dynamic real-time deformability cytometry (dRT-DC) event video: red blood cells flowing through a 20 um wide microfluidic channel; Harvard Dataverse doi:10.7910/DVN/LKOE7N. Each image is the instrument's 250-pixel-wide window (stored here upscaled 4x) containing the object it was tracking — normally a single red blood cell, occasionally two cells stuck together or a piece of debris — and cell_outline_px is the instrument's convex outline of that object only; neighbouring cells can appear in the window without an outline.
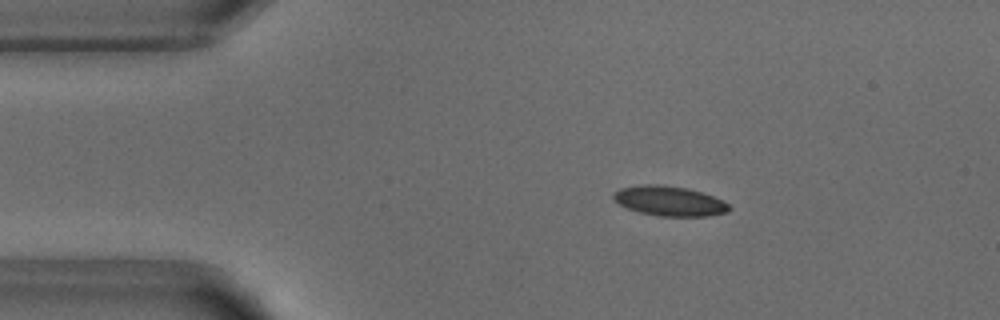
{"species": "common noctule bat (a hibernating species)", "species_latin": "Nyctalus noctula", "temperature_condition": "warm", "stored_images_in_passage": 51, "camera_frame_rate_fps": 3000, "um_per_image_px": 0.085, "animal": {"sex": "male", "body_mass_g": 18.8}, "frame": {"image": 1, "passage_image": 8, "time_ms": 2.333, "image_size_px": [1000, 320], "cell_outline_px": [[732, 208], [728, 212], [708, 216], [660, 216], [640, 212], [628, 208], [620, 204], [612, 196], [620, 188], [644, 184], [656, 184], [684, 188], [700, 192], [724, 200]], "centroid_in_image_um": [56.94, 17.09], "position_along_channel_um": 28.1, "area_um2": 19.83}}
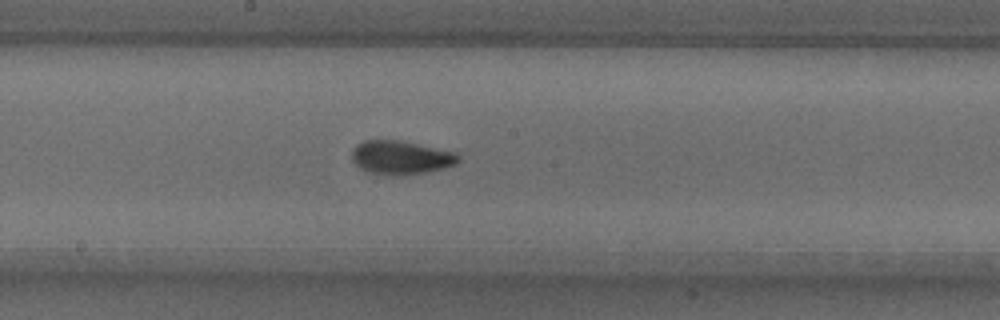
{"frame": {"image": 2, "passage_image": 26, "time_ms": 8.333, "image_size_px": [1000, 320], "cell_outline_px": [[460, 160], [456, 164], [444, 168], [408, 176], [388, 176], [368, 172], [360, 168], [352, 160], [352, 148], [356, 144], [364, 140], [400, 140], [456, 152], [460, 156]], "centroid_in_image_um": [34.07, 13.4], "position_along_channel_um": 214.1, "area_um2": 21.33}}
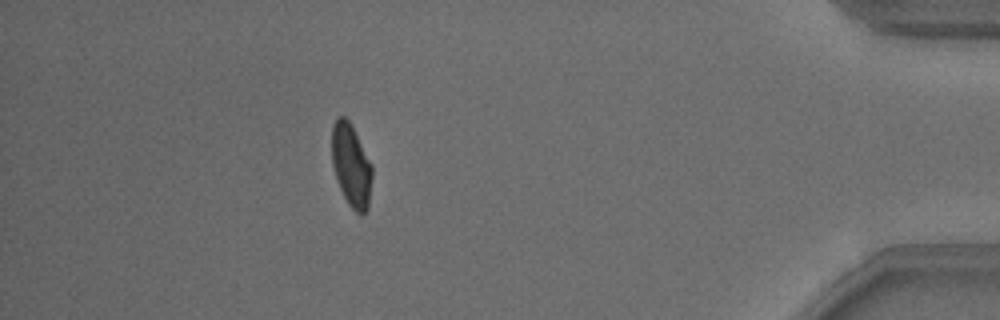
{"frame": {"image": 3, "passage_image": 45, "time_ms": 14.667, "image_size_px": [1000, 320], "cell_outline_px": [[372, 176], [368, 208], [360, 216], [348, 204], [336, 180], [332, 164], [332, 124], [340, 116], [344, 116], [348, 120], [372, 164]], "centroid_in_image_um": [29.85, 14.08], "position_along_channel_um": 405.4, "area_um2": 19.31}, "authors_computed_cell_mechanics": {"area_um2": 19.8254, "velocity_mm_per_s": 3.8659, "shape_relaxation_time_tau1_ms": 5.8085, "shape_relaxation_time_tau2_ms": 1.2468, "deformation_change_tau1": 0.1624, "deformation_change_tau2": 0.07}}